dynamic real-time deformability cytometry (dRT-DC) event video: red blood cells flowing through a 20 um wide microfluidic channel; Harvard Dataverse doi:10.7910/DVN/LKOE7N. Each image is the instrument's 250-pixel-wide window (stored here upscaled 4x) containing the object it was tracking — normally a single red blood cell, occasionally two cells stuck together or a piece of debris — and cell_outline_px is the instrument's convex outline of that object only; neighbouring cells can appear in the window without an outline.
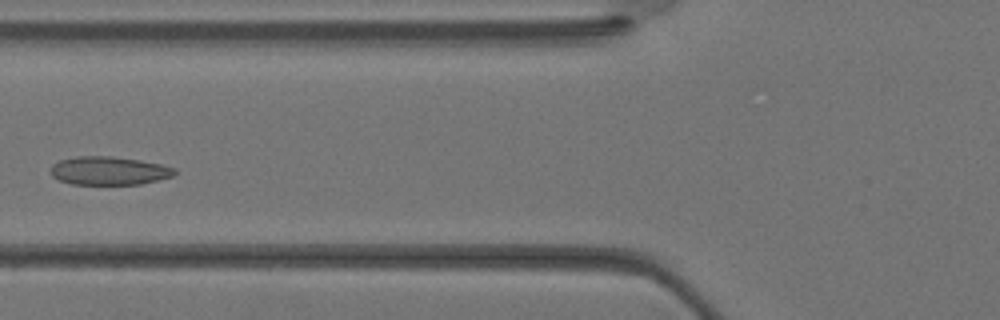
{"species": "Egyptian fruit bat (a non-hibernating species)", "species_latin": "Rousettus aegyptiacus", "temperature_condition": "warm", "stored_images_in_passage": 35, "camera_frame_rate_fps": 3000, "um_per_image_px": 0.085, "animal": {"sex": "female"}, "frame": {"image": 1, "passage_image": 13, "time_ms": 4.0, "image_size_px": [1000, 320], "cell_outline_px": [[176, 172], [172, 176], [140, 184], [72, 184], [60, 180], [52, 176], [52, 164], [60, 160], [76, 156], [112, 156], [140, 160], [160, 164], [176, 168]], "centroid_in_image_um": [9.26, 14.5], "position_along_channel_um": 116.5, "area_um2": 20.35}}
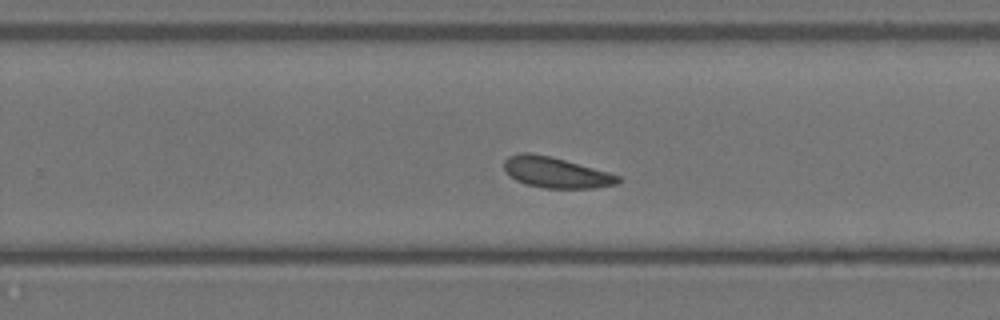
{"frame": {"image": 2, "passage_image": 22, "time_ms": 7.0, "image_size_px": [1000, 320], "cell_outline_px": [[620, 180], [616, 184], [596, 188], [544, 188], [528, 184], [516, 180], [504, 168], [504, 160], [508, 156], [520, 152], [532, 152], [552, 156], [608, 172], [620, 176]], "centroid_in_image_um": [47.25, 14.64], "position_along_channel_um": 282.6, "area_um2": 20.35}}
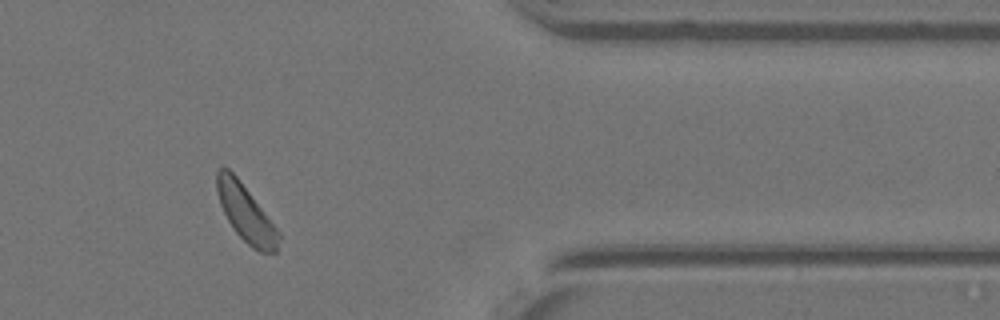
{"frame": {"image": 3, "passage_image": 29, "time_ms": 9.333, "image_size_px": [1000, 320], "cell_outline_px": [[280, 236], [276, 252], [260, 252], [252, 248], [236, 232], [228, 220], [220, 204], [216, 192], [216, 172], [220, 168], [228, 168], [236, 176], [280, 232]], "centroid_in_image_um": [20.88, 18.13], "position_along_channel_um": 390.5, "area_um2": 20.0}}